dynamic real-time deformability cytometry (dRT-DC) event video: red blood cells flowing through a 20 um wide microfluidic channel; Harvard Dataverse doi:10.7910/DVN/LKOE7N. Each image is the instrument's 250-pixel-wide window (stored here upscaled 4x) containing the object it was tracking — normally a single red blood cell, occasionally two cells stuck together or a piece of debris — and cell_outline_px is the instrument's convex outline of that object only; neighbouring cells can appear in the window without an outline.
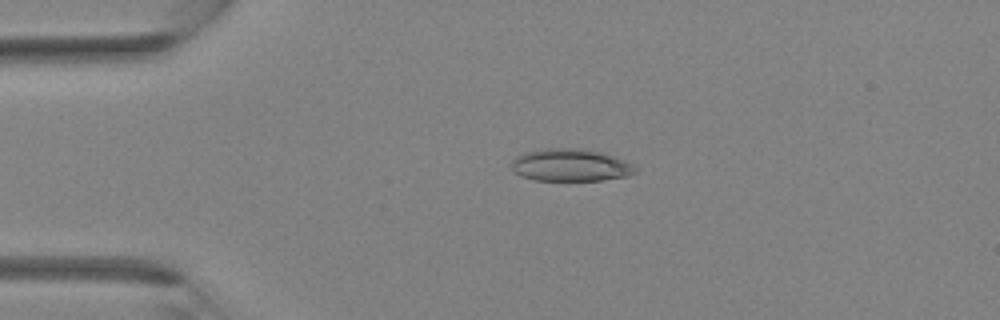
{"species": "Egyptian fruit bat (a non-hibernating species)", "species_latin": "Rousettus aegyptiacus", "temperature_condition": "room temperature", "stored_images_in_passage": 32, "camera_frame_rate_fps": 3000, "um_per_image_px": 0.085, "animal": {"sex": "female"}, "frame": {"image": 1, "passage_image": 4, "time_ms": 1.0, "image_size_px": [1000, 320], "cell_outline_px": [[636, 172], [628, 176], [604, 180], [532, 180], [520, 176], [512, 168], [512, 160], [516, 156], [524, 152], [548, 148], [580, 148], [600, 152], [624, 160], [632, 164], [636, 168]], "centroid_in_image_um": [48.48, 14.04], "position_along_channel_um": 36.5, "area_um2": 23.35}}
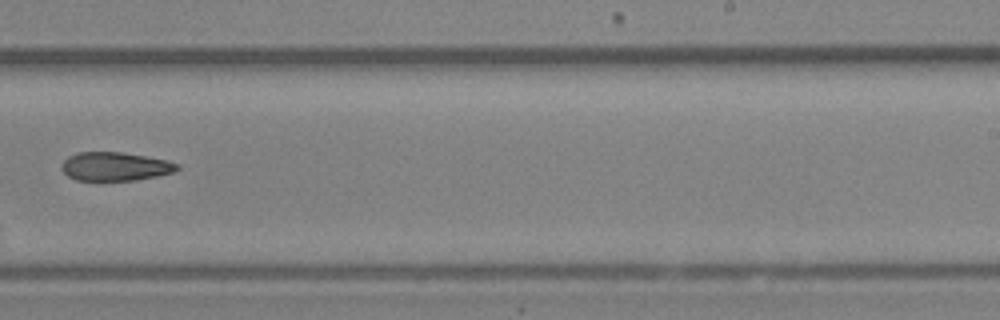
{"frame": {"image": 2, "passage_image": 19, "time_ms": 6.0, "image_size_px": [1000, 320], "cell_outline_px": [[180, 168], [176, 172], [136, 180], [76, 180], [68, 176], [60, 168], [60, 164], [68, 156], [76, 152], [120, 152], [144, 156], [164, 160], [180, 164]], "centroid_in_image_um": [9.76, 14.15], "position_along_channel_um": 279.2, "area_um2": 19.31}}
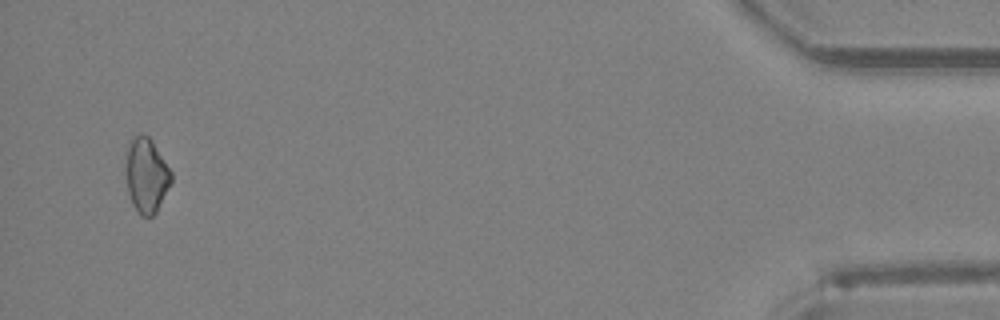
{"frame": {"image": 3, "passage_image": 31, "time_ms": 10.0, "image_size_px": [1000, 320], "cell_outline_px": [[172, 180], [156, 212], [152, 216], [140, 216], [132, 204], [128, 192], [124, 172], [124, 168], [128, 144], [140, 132], [148, 136], [152, 140], [172, 172]], "centroid_in_image_um": [12.41, 14.89], "position_along_channel_um": 422.8, "area_um2": 19.94}}